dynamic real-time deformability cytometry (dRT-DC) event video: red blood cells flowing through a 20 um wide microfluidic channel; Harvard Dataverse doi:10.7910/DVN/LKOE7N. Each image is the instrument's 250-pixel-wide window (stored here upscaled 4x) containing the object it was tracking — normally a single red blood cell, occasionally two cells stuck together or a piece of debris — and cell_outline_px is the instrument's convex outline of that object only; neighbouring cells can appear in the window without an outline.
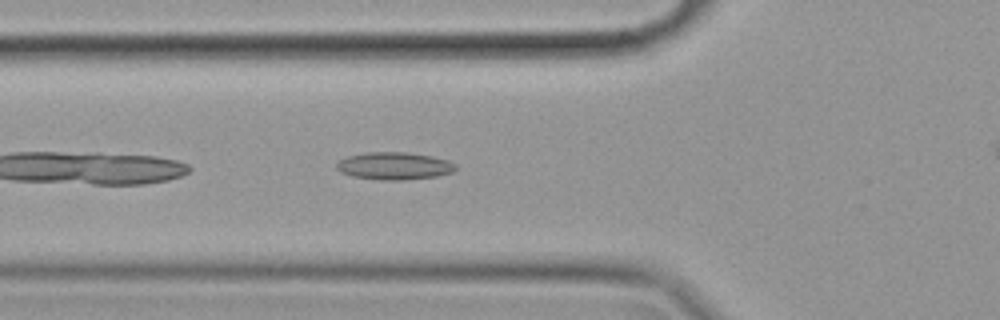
{"species": "common noctule bat (a hibernating species)", "species_latin": "Nyctalus noctula", "temperature_condition": "cold", "stored_images_in_passage": 35, "camera_frame_rate_fps": 3000, "um_per_image_px": 0.085, "animal": {"sex": "female", "body_mass_g": 19.9}, "frame": {"image": 1, "passage_image": 4, "time_ms": 1.0, "image_size_px": [1000, 320], "cell_outline_px": [[456, 168], [452, 172], [436, 176], [400, 180], [380, 180], [352, 176], [340, 172], [336, 168], [336, 164], [340, 160], [348, 156], [364, 152], [408, 152], [432, 156], [448, 160], [456, 164]], "centroid_in_image_um": [33.5, 14.09], "position_along_channel_um": 92.3, "area_um2": 19.07}}
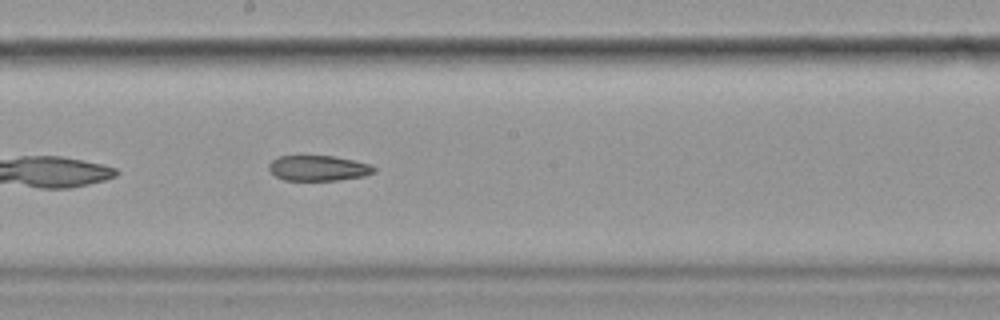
{"frame": {"image": 2, "passage_image": 15, "time_ms": 4.667, "image_size_px": [1000, 320], "cell_outline_px": [[376, 172], [364, 176], [336, 180], [284, 180], [276, 176], [268, 168], [268, 164], [272, 160], [280, 156], [336, 156], [372, 164], [376, 168]], "centroid_in_image_um": [27.1, 14.28], "position_along_channel_um": 221.1, "area_um2": 15.61}}
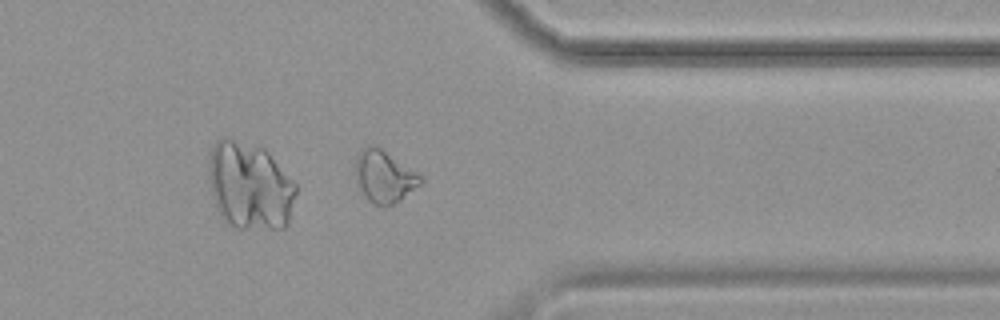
{"frame": {"image": 3, "passage_image": 29, "time_ms": 9.333, "image_size_px": [1000, 320], "cell_outline_px": [[424, 180], [420, 184], [400, 200], [392, 204], [376, 204], [368, 200], [356, 184], [356, 156], [368, 144], [376, 144], [416, 172]], "centroid_in_image_um": [32.63, 14.97], "position_along_channel_um": 378.8, "area_um2": 19.42}}